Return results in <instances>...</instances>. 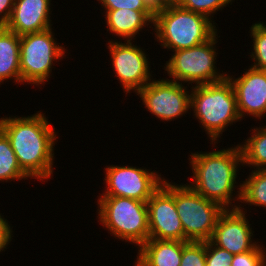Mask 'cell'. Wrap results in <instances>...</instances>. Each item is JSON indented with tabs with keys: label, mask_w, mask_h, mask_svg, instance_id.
Masks as SVG:
<instances>
[{
	"label": "cell",
	"mask_w": 266,
	"mask_h": 266,
	"mask_svg": "<svg viewBox=\"0 0 266 266\" xmlns=\"http://www.w3.org/2000/svg\"><path fill=\"white\" fill-rule=\"evenodd\" d=\"M51 0H15L7 29L21 36L51 28Z\"/></svg>",
	"instance_id": "obj_15"
},
{
	"label": "cell",
	"mask_w": 266,
	"mask_h": 266,
	"mask_svg": "<svg viewBox=\"0 0 266 266\" xmlns=\"http://www.w3.org/2000/svg\"><path fill=\"white\" fill-rule=\"evenodd\" d=\"M244 70L237 78L227 74L236 94L239 116L241 120L246 115L261 120L266 116V71L252 67Z\"/></svg>",
	"instance_id": "obj_14"
},
{
	"label": "cell",
	"mask_w": 266,
	"mask_h": 266,
	"mask_svg": "<svg viewBox=\"0 0 266 266\" xmlns=\"http://www.w3.org/2000/svg\"><path fill=\"white\" fill-rule=\"evenodd\" d=\"M103 10L132 9L135 11H152L144 0H97Z\"/></svg>",
	"instance_id": "obj_27"
},
{
	"label": "cell",
	"mask_w": 266,
	"mask_h": 266,
	"mask_svg": "<svg viewBox=\"0 0 266 266\" xmlns=\"http://www.w3.org/2000/svg\"><path fill=\"white\" fill-rule=\"evenodd\" d=\"M184 85L168 78L152 79L136 95L153 116L162 121H174L190 110L191 92Z\"/></svg>",
	"instance_id": "obj_9"
},
{
	"label": "cell",
	"mask_w": 266,
	"mask_h": 266,
	"mask_svg": "<svg viewBox=\"0 0 266 266\" xmlns=\"http://www.w3.org/2000/svg\"><path fill=\"white\" fill-rule=\"evenodd\" d=\"M30 178L19 166L6 134L0 129V182L27 180Z\"/></svg>",
	"instance_id": "obj_21"
},
{
	"label": "cell",
	"mask_w": 266,
	"mask_h": 266,
	"mask_svg": "<svg viewBox=\"0 0 266 266\" xmlns=\"http://www.w3.org/2000/svg\"><path fill=\"white\" fill-rule=\"evenodd\" d=\"M108 49L112 60L114 74L123 87L125 94L137 93L152 79L149 57L143 47L132 41L109 40ZM134 91V92H133Z\"/></svg>",
	"instance_id": "obj_11"
},
{
	"label": "cell",
	"mask_w": 266,
	"mask_h": 266,
	"mask_svg": "<svg viewBox=\"0 0 266 266\" xmlns=\"http://www.w3.org/2000/svg\"><path fill=\"white\" fill-rule=\"evenodd\" d=\"M0 129L9 138L21 169L42 182L53 177L54 145L58 133L45 113L0 118Z\"/></svg>",
	"instance_id": "obj_1"
},
{
	"label": "cell",
	"mask_w": 266,
	"mask_h": 266,
	"mask_svg": "<svg viewBox=\"0 0 266 266\" xmlns=\"http://www.w3.org/2000/svg\"><path fill=\"white\" fill-rule=\"evenodd\" d=\"M15 0H0V27H6L11 17Z\"/></svg>",
	"instance_id": "obj_29"
},
{
	"label": "cell",
	"mask_w": 266,
	"mask_h": 266,
	"mask_svg": "<svg viewBox=\"0 0 266 266\" xmlns=\"http://www.w3.org/2000/svg\"><path fill=\"white\" fill-rule=\"evenodd\" d=\"M174 200L184 229V241L210 240L225 209L198 194L188 183H174Z\"/></svg>",
	"instance_id": "obj_8"
},
{
	"label": "cell",
	"mask_w": 266,
	"mask_h": 266,
	"mask_svg": "<svg viewBox=\"0 0 266 266\" xmlns=\"http://www.w3.org/2000/svg\"><path fill=\"white\" fill-rule=\"evenodd\" d=\"M106 187L100 196H120L147 202L162 185L164 177L156 171L136 166L104 167Z\"/></svg>",
	"instance_id": "obj_10"
},
{
	"label": "cell",
	"mask_w": 266,
	"mask_h": 266,
	"mask_svg": "<svg viewBox=\"0 0 266 266\" xmlns=\"http://www.w3.org/2000/svg\"><path fill=\"white\" fill-rule=\"evenodd\" d=\"M265 246L257 244L252 250L235 254L231 266H264L266 264Z\"/></svg>",
	"instance_id": "obj_25"
},
{
	"label": "cell",
	"mask_w": 266,
	"mask_h": 266,
	"mask_svg": "<svg viewBox=\"0 0 266 266\" xmlns=\"http://www.w3.org/2000/svg\"><path fill=\"white\" fill-rule=\"evenodd\" d=\"M104 19L107 27V31L111 32L112 35L123 38L124 41H133L136 39V35L140 34L139 32L142 29H145V26L150 27L154 23L153 11H135L132 9H116V10H105ZM152 23V25H151Z\"/></svg>",
	"instance_id": "obj_16"
},
{
	"label": "cell",
	"mask_w": 266,
	"mask_h": 266,
	"mask_svg": "<svg viewBox=\"0 0 266 266\" xmlns=\"http://www.w3.org/2000/svg\"><path fill=\"white\" fill-rule=\"evenodd\" d=\"M190 91L193 116L204 128L210 144L219 143L228 126L241 121L232 83L226 78L216 83L193 85Z\"/></svg>",
	"instance_id": "obj_3"
},
{
	"label": "cell",
	"mask_w": 266,
	"mask_h": 266,
	"mask_svg": "<svg viewBox=\"0 0 266 266\" xmlns=\"http://www.w3.org/2000/svg\"><path fill=\"white\" fill-rule=\"evenodd\" d=\"M144 2L154 13L161 10V0H144Z\"/></svg>",
	"instance_id": "obj_31"
},
{
	"label": "cell",
	"mask_w": 266,
	"mask_h": 266,
	"mask_svg": "<svg viewBox=\"0 0 266 266\" xmlns=\"http://www.w3.org/2000/svg\"><path fill=\"white\" fill-rule=\"evenodd\" d=\"M214 22L182 6L166 7L155 12L154 36L167 50L188 49L205 43L217 33Z\"/></svg>",
	"instance_id": "obj_4"
},
{
	"label": "cell",
	"mask_w": 266,
	"mask_h": 266,
	"mask_svg": "<svg viewBox=\"0 0 266 266\" xmlns=\"http://www.w3.org/2000/svg\"><path fill=\"white\" fill-rule=\"evenodd\" d=\"M246 213L242 205L238 209H225L218 218L210 241L233 255L252 250L259 241L253 240L254 231Z\"/></svg>",
	"instance_id": "obj_13"
},
{
	"label": "cell",
	"mask_w": 266,
	"mask_h": 266,
	"mask_svg": "<svg viewBox=\"0 0 266 266\" xmlns=\"http://www.w3.org/2000/svg\"><path fill=\"white\" fill-rule=\"evenodd\" d=\"M251 137L239 144L242 152L243 167L254 170L266 169V125L252 129Z\"/></svg>",
	"instance_id": "obj_19"
},
{
	"label": "cell",
	"mask_w": 266,
	"mask_h": 266,
	"mask_svg": "<svg viewBox=\"0 0 266 266\" xmlns=\"http://www.w3.org/2000/svg\"><path fill=\"white\" fill-rule=\"evenodd\" d=\"M185 0H161V9L166 7L181 6Z\"/></svg>",
	"instance_id": "obj_30"
},
{
	"label": "cell",
	"mask_w": 266,
	"mask_h": 266,
	"mask_svg": "<svg viewBox=\"0 0 266 266\" xmlns=\"http://www.w3.org/2000/svg\"><path fill=\"white\" fill-rule=\"evenodd\" d=\"M253 51L250 54L254 69L266 71V22L260 21L250 27Z\"/></svg>",
	"instance_id": "obj_22"
},
{
	"label": "cell",
	"mask_w": 266,
	"mask_h": 266,
	"mask_svg": "<svg viewBox=\"0 0 266 266\" xmlns=\"http://www.w3.org/2000/svg\"><path fill=\"white\" fill-rule=\"evenodd\" d=\"M52 30L51 27L20 36L21 84L45 85L51 78L53 65L65 56L67 48L57 43Z\"/></svg>",
	"instance_id": "obj_7"
},
{
	"label": "cell",
	"mask_w": 266,
	"mask_h": 266,
	"mask_svg": "<svg viewBox=\"0 0 266 266\" xmlns=\"http://www.w3.org/2000/svg\"><path fill=\"white\" fill-rule=\"evenodd\" d=\"M234 255L206 241V266H231Z\"/></svg>",
	"instance_id": "obj_26"
},
{
	"label": "cell",
	"mask_w": 266,
	"mask_h": 266,
	"mask_svg": "<svg viewBox=\"0 0 266 266\" xmlns=\"http://www.w3.org/2000/svg\"><path fill=\"white\" fill-rule=\"evenodd\" d=\"M218 32L208 41L188 49L174 51L171 58L166 61L164 70L170 80L187 83L188 87L216 83L227 78V73H220L215 65L218 51L216 44ZM217 51V52H216ZM216 60V61H215ZM219 71V72H218Z\"/></svg>",
	"instance_id": "obj_6"
},
{
	"label": "cell",
	"mask_w": 266,
	"mask_h": 266,
	"mask_svg": "<svg viewBox=\"0 0 266 266\" xmlns=\"http://www.w3.org/2000/svg\"><path fill=\"white\" fill-rule=\"evenodd\" d=\"M241 182L240 205L245 203L266 209V169H252L248 178Z\"/></svg>",
	"instance_id": "obj_20"
},
{
	"label": "cell",
	"mask_w": 266,
	"mask_h": 266,
	"mask_svg": "<svg viewBox=\"0 0 266 266\" xmlns=\"http://www.w3.org/2000/svg\"><path fill=\"white\" fill-rule=\"evenodd\" d=\"M8 80L21 84L20 36L0 27V85Z\"/></svg>",
	"instance_id": "obj_18"
},
{
	"label": "cell",
	"mask_w": 266,
	"mask_h": 266,
	"mask_svg": "<svg viewBox=\"0 0 266 266\" xmlns=\"http://www.w3.org/2000/svg\"><path fill=\"white\" fill-rule=\"evenodd\" d=\"M13 230L3 215L0 214V253L7 249L6 247L10 245L9 243L12 241Z\"/></svg>",
	"instance_id": "obj_28"
},
{
	"label": "cell",
	"mask_w": 266,
	"mask_h": 266,
	"mask_svg": "<svg viewBox=\"0 0 266 266\" xmlns=\"http://www.w3.org/2000/svg\"><path fill=\"white\" fill-rule=\"evenodd\" d=\"M97 197L98 222L110 235L135 244L137 248L149 239L146 202L120 196Z\"/></svg>",
	"instance_id": "obj_5"
},
{
	"label": "cell",
	"mask_w": 266,
	"mask_h": 266,
	"mask_svg": "<svg viewBox=\"0 0 266 266\" xmlns=\"http://www.w3.org/2000/svg\"><path fill=\"white\" fill-rule=\"evenodd\" d=\"M180 266H206V241H183Z\"/></svg>",
	"instance_id": "obj_23"
},
{
	"label": "cell",
	"mask_w": 266,
	"mask_h": 266,
	"mask_svg": "<svg viewBox=\"0 0 266 266\" xmlns=\"http://www.w3.org/2000/svg\"><path fill=\"white\" fill-rule=\"evenodd\" d=\"M183 241L148 239L137 252L134 266H180Z\"/></svg>",
	"instance_id": "obj_17"
},
{
	"label": "cell",
	"mask_w": 266,
	"mask_h": 266,
	"mask_svg": "<svg viewBox=\"0 0 266 266\" xmlns=\"http://www.w3.org/2000/svg\"><path fill=\"white\" fill-rule=\"evenodd\" d=\"M232 2L233 0H185L181 6L187 10L202 14L210 20H213L212 18L217 11L222 10L230 3V5H232Z\"/></svg>",
	"instance_id": "obj_24"
},
{
	"label": "cell",
	"mask_w": 266,
	"mask_h": 266,
	"mask_svg": "<svg viewBox=\"0 0 266 266\" xmlns=\"http://www.w3.org/2000/svg\"><path fill=\"white\" fill-rule=\"evenodd\" d=\"M189 165L192 167L193 183L190 182L188 185L192 189L206 199L218 203L224 209H238L241 183L238 184L236 179L238 167L243 165L239 144L217 151L191 153ZM235 190L236 194L233 193Z\"/></svg>",
	"instance_id": "obj_2"
},
{
	"label": "cell",
	"mask_w": 266,
	"mask_h": 266,
	"mask_svg": "<svg viewBox=\"0 0 266 266\" xmlns=\"http://www.w3.org/2000/svg\"><path fill=\"white\" fill-rule=\"evenodd\" d=\"M164 179L146 202L149 239L184 241V229L174 200V183Z\"/></svg>",
	"instance_id": "obj_12"
}]
</instances>
